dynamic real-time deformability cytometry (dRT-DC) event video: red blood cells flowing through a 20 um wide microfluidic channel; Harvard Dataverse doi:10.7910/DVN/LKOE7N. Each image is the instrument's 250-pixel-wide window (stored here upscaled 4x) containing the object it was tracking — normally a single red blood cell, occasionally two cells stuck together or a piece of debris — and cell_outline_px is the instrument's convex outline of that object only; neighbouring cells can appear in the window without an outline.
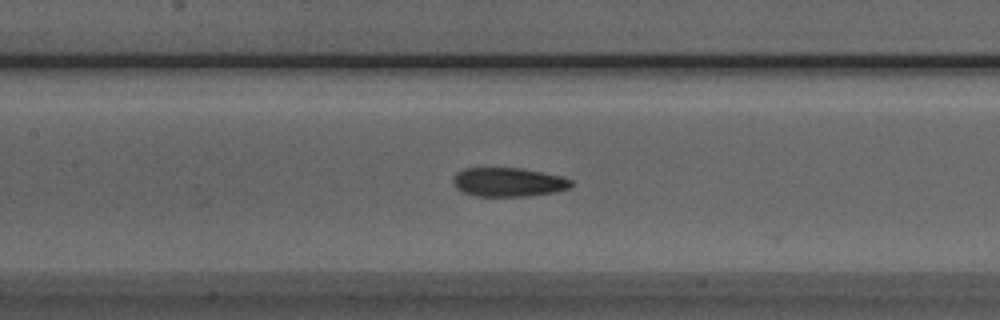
{"species": "Egyptian fruit bat (a non-hibernating species)", "species_latin": "Rousettus aegyptiacus", "temperature_condition": "room temperature", "stored_images_in_passage": 28, "camera_frame_rate_fps": 3000, "um_per_image_px": 0.085, "animal": {"sex": "male"}, "frame": {"image": 1, "passage_image": 8, "time_ms": 2.333, "image_size_px": [1000, 320], "cell_outline_px": [[572, 184], [568, 188], [552, 192], [528, 196], [476, 196], [460, 192], [456, 188], [452, 180], [456, 172], [464, 168], [520, 168], [560, 176], [572, 180]], "centroid_in_image_um": [43.14, 15.48], "position_along_channel_um": 164.3, "area_um2": 19.83}}
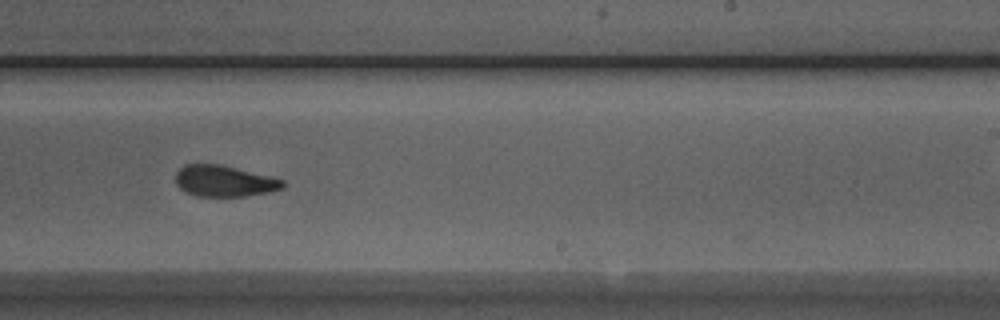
{"frame": {"image": 2, "passage_image": 16, "time_ms": 5.0, "image_size_px": [1000, 320], "cell_outline_px": [[288, 184], [284, 188], [268, 192], [244, 196], [196, 196], [180, 188], [176, 184], [176, 172], [184, 164], [220, 164], [272, 176], [284, 180]], "centroid_in_image_um": [19.1, 15.38], "position_along_channel_um": 269.9, "area_um2": 19.59}}
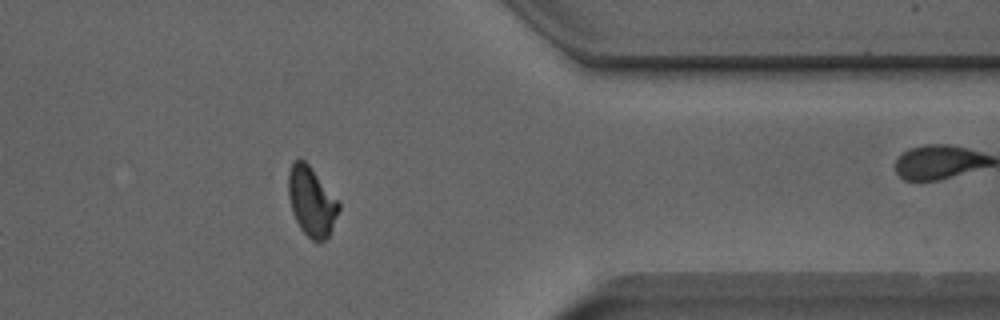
{"frame": {"image": 3, "passage_image": 26, "time_ms": 8.333, "image_size_px": [1000, 320], "cell_outline_px": [[340, 208], [328, 236], [324, 240], [316, 244], [300, 228], [292, 212], [288, 196], [288, 172], [292, 164], [300, 156], [312, 168], [340, 204]], "centroid_in_image_um": [26.46, 17.12], "position_along_channel_um": 384.9, "area_um2": 20.23}}